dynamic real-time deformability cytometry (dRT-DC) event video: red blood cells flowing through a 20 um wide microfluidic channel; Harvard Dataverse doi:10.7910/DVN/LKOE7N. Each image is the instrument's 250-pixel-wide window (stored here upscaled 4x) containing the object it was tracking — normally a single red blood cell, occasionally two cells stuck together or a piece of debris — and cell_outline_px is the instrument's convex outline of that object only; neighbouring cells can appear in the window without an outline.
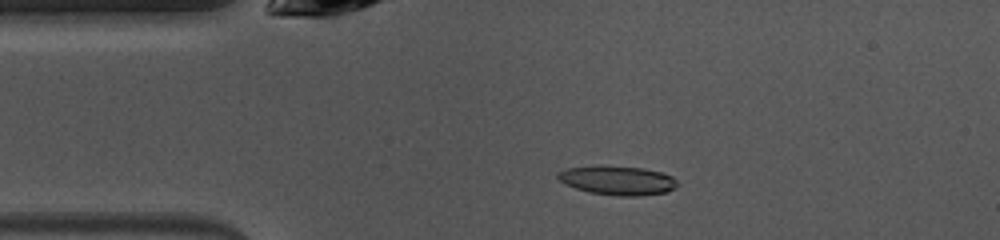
{"species": "common noctule bat (a hibernating species)", "species_latin": "Nyctalus noctula", "temperature_condition": "warm", "stored_images_in_passage": 48, "camera_frame_rate_fps": 3000, "um_per_image_px": 0.085, "animal": {"sex": "female", "body_mass_g": 10.0, "forearm_length_mm": 53.1}, "frame": {"image": 1, "passage_image": 9, "time_ms": 2.667, "image_size_px": [1000, 240], "cell_outline_px": [[676, 188], [668, 192], [640, 196], [616, 196], [588, 192], [564, 184], [556, 176], [556, 172], [568, 168], [596, 164], [644, 168], [660, 172], [672, 176], [676, 180]], "centroid_in_image_um": [52.46, 15.32], "position_along_channel_um": 32.5, "area_um2": 20.69}}
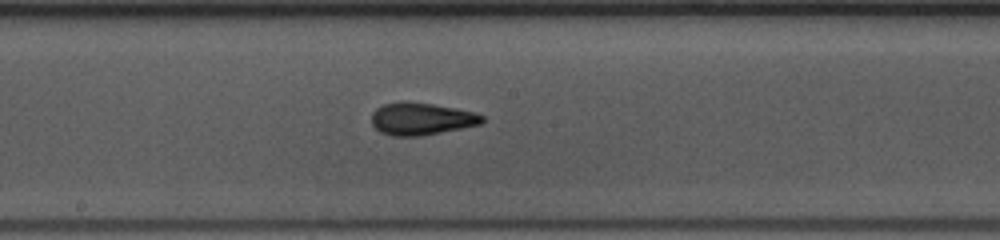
{"frame": {"image": 2, "passage_image": 24, "time_ms": 7.667, "image_size_px": [1000, 240], "cell_outline_px": [[484, 120], [480, 124], [420, 136], [392, 136], [380, 132], [372, 124], [372, 112], [376, 108], [384, 104], [400, 100], [408, 100], [432, 104], [472, 112], [484, 116]], "centroid_in_image_um": [35.75, 10.08], "position_along_channel_um": 212.5, "area_um2": 20.75}}
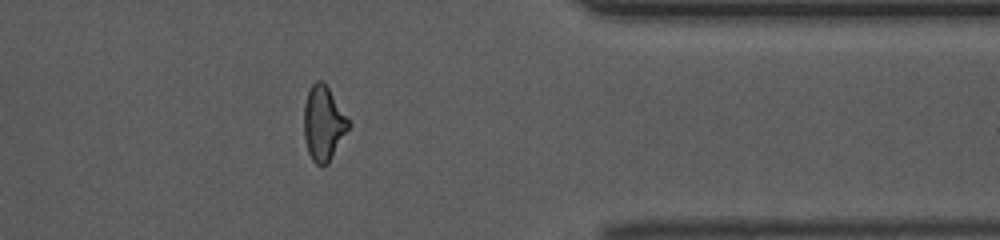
{"frame": {"image": 3, "passage_image": 38, "time_ms": 12.333, "image_size_px": [1000, 240], "cell_outline_px": [[352, 124], [328, 164], [320, 168], [312, 160], [308, 152], [304, 140], [304, 104], [308, 92], [312, 84], [316, 80], [324, 80]], "centroid_in_image_um": [27.5, 10.5], "position_along_channel_um": 383.9, "area_um2": 19.77}, "authors_computed_cell_mechanics": {"area_um2": 19.941, "velocity_mm_per_s": 4.063, "shape_relaxation_time_tau1_ms": 7.0671, "shape_relaxation_time_tau2_ms": 2.6257, "deformation_change_tau1": 0.1891, "deformation_change_tau2": 0.1064}}